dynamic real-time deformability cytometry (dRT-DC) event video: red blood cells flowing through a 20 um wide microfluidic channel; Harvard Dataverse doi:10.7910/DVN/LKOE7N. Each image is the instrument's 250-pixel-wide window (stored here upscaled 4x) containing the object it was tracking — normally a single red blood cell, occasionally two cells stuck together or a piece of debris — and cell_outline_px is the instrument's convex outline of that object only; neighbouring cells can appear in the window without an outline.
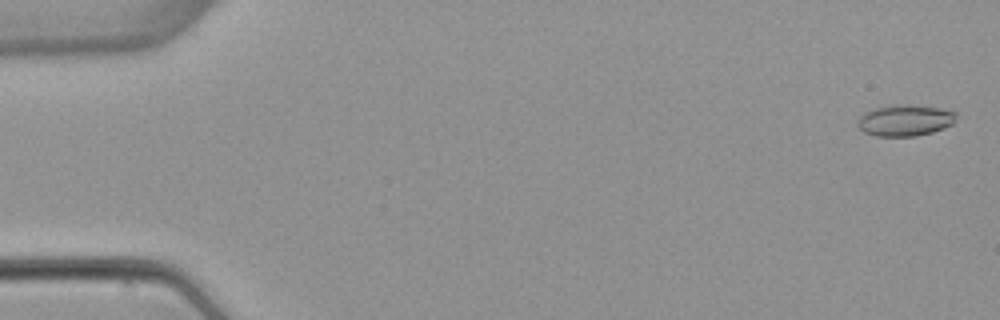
{"species": "common noctule bat (a hibernating species)", "species_latin": "Nyctalus noctula", "temperature_condition": "warm", "stored_images_in_passage": 4, "camera_frame_rate_fps": 3000, "um_per_image_px": 0.085, "animal": {"sex": "female", "body_mass_g": 22.7, "forearm_length_mm": 54.2}, "frame": {"image": 1, "passage_image": 1, "time_ms": 0.0, "image_size_px": [1000, 320], "cell_outline_px": [[956, 116], [952, 124], [932, 132], [916, 136], [876, 136], [864, 132], [856, 124], [856, 120], [864, 112], [876, 108], [896, 104], [912, 104], [936, 108], [956, 112]], "centroid_in_image_um": [76.88, 10.23], "position_along_channel_um": 8.1, "area_um2": 17.92}}
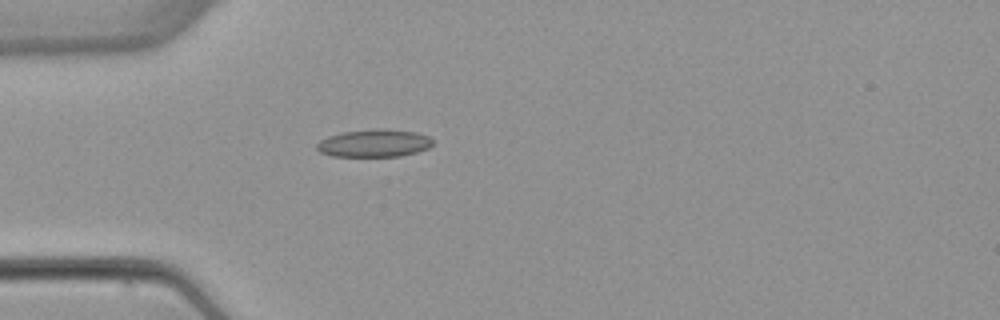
{"frame": {"image": 2, "passage_image": 4, "time_ms": 4.667, "image_size_px": [1000, 320], "cell_outline_px": [[432, 144], [428, 148], [416, 152], [400, 156], [332, 156], [320, 152], [316, 148], [316, 144], [320, 140], [328, 136], [344, 132], [384, 128], [416, 132], [428, 136], [432, 140]], "centroid_in_image_um": [31.79, 12.17], "position_along_channel_um": 53.2, "area_um2": 18.55}}